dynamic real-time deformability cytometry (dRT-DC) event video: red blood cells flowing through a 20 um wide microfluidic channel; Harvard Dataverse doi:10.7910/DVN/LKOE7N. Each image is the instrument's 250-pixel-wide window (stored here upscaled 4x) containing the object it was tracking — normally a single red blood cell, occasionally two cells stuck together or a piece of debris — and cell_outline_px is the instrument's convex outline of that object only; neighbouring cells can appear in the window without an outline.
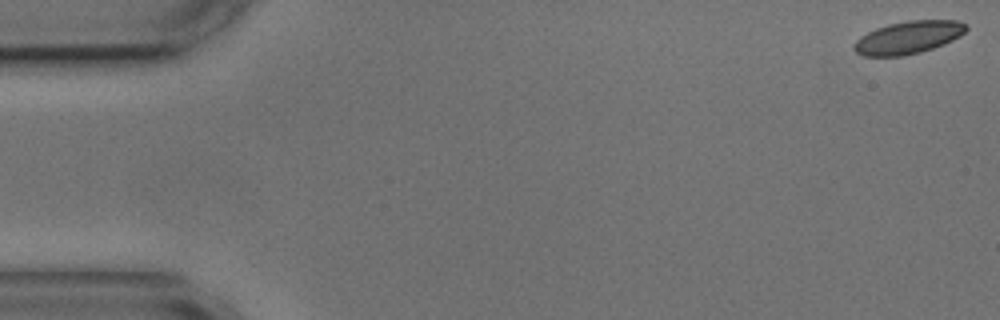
{"species": "common noctule bat (a hibernating species)", "species_latin": "Nyctalus noctula", "temperature_condition": "cold", "stored_images_in_passage": 6, "camera_frame_rate_fps": 3000, "um_per_image_px": 0.085, "animal": {"sex": "male", "body_mass_g": 17.9, "forearm_length_mm": 54.2}, "frame": {"image": 1, "passage_image": 1, "time_ms": 0.0, "image_size_px": [1000, 320], "cell_outline_px": [[968, 28], [960, 36], [944, 44], [920, 52], [904, 56], [864, 56], [856, 52], [852, 48], [856, 40], [860, 36], [876, 28], [888, 24], [908, 20], [956, 20], [968, 24]], "centroid_in_image_um": [77.2, 3.18], "position_along_channel_um": 7.8, "area_um2": 21.44}}
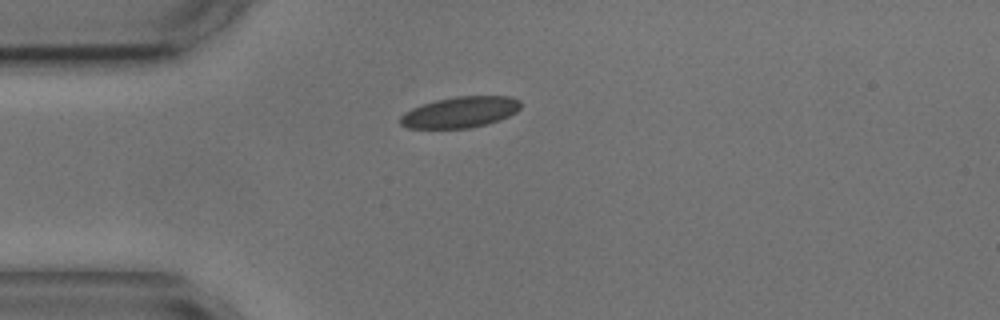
{"frame": {"image": 2, "passage_image": 4, "time_ms": 4.333, "image_size_px": [1000, 320], "cell_outline_px": [[520, 108], [516, 112], [500, 120], [488, 124], [468, 128], [408, 128], [400, 124], [400, 116], [404, 112], [412, 108], [436, 100], [456, 96], [512, 96], [520, 100]], "centroid_in_image_um": [39.13, 9.53], "position_along_channel_um": 45.9, "area_um2": 21.79}}